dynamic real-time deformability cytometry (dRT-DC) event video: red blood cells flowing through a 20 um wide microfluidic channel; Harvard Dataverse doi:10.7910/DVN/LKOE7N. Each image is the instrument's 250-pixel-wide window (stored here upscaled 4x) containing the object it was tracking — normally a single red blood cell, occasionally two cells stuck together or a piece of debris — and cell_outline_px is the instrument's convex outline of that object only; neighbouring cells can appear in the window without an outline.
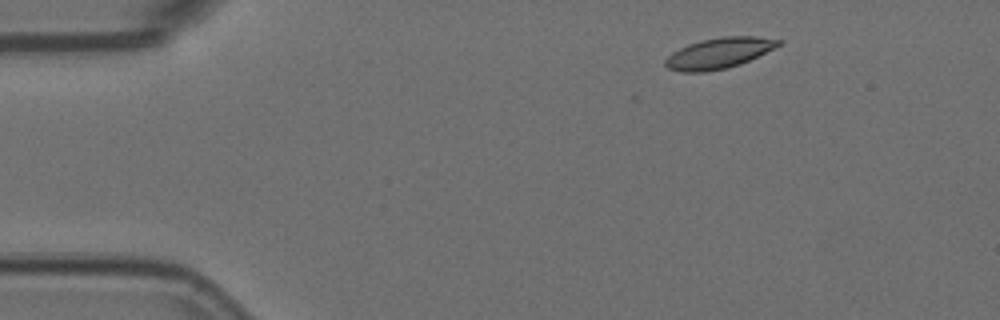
{"species": "Egyptian fruit bat (a non-hibernating species)", "species_latin": "Rousettus aegyptiacus", "temperature_condition": "room temperature", "stored_images_in_passage": 4, "camera_frame_rate_fps": 3000, "um_per_image_px": 0.085, "animal": {"sex": "female"}, "frame": {"image": 1, "passage_image": 2, "time_ms": 0.333, "image_size_px": [1000, 320], "cell_outline_px": [[784, 44], [740, 64], [728, 68], [704, 72], [680, 72], [668, 68], [664, 64], [664, 60], [672, 52], [688, 44], [700, 40], [724, 36], [756, 36], [784, 40]], "centroid_in_image_um": [61.14, 4.51], "position_along_channel_um": 23.9, "area_um2": 20.46}}